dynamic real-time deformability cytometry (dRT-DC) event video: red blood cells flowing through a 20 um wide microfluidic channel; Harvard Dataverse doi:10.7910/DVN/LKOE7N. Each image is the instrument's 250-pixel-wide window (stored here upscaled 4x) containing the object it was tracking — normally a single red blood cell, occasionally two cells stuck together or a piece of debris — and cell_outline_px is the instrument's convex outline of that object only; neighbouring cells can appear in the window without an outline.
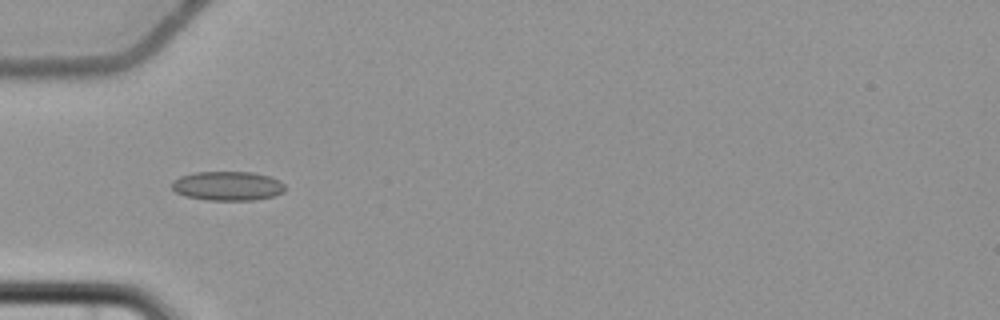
{"species": "common noctule bat (a hibernating species)", "species_latin": "Nyctalus noctula", "temperature_condition": "cold", "stored_images_in_passage": 9, "camera_frame_rate_fps": 3000, "um_per_image_px": 0.085, "animal": {"sex": "female", "body_mass_g": 22.7, "forearm_length_mm": 54.2}, "frame": {"image": 1, "passage_image": 6, "time_ms": 6.667, "image_size_px": [1000, 320], "cell_outline_px": [[284, 192], [272, 196], [256, 200], [208, 200], [184, 196], [176, 192], [172, 188], [172, 180], [180, 176], [196, 172], [252, 172], [268, 176], [280, 180], [284, 184]], "centroid_in_image_um": [19.33, 15.8], "position_along_channel_um": 65.7, "area_um2": 19.31}}
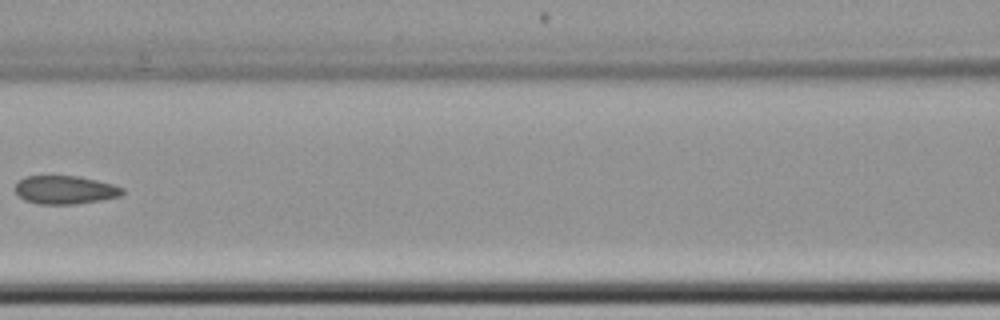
{"frame": {"image": 2, "passage_image": 8, "time_ms": 9.333, "image_size_px": [1000, 320], "cell_outline_px": [[124, 192], [120, 196], [100, 200], [76, 204], [40, 204], [24, 200], [16, 192], [16, 180], [24, 176], [76, 176], [96, 180], [112, 184], [124, 188]], "centroid_in_image_um": [5.51, 16.13], "position_along_channel_um": 161.1, "area_um2": 17.69}}
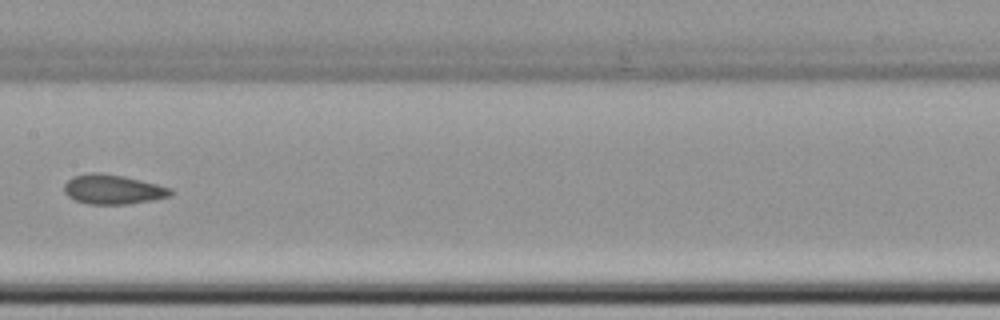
{"frame": {"image": 3, "passage_image": 9, "time_ms": 10.333, "image_size_px": [1000, 320], "cell_outline_px": [[172, 196], [152, 200], [128, 204], [88, 204], [76, 200], [68, 196], [64, 192], [64, 184], [72, 176], [88, 172], [96, 172], [124, 176], [172, 188]], "centroid_in_image_um": [9.58, 16.09], "position_along_channel_um": 197.8, "area_um2": 18.38}}